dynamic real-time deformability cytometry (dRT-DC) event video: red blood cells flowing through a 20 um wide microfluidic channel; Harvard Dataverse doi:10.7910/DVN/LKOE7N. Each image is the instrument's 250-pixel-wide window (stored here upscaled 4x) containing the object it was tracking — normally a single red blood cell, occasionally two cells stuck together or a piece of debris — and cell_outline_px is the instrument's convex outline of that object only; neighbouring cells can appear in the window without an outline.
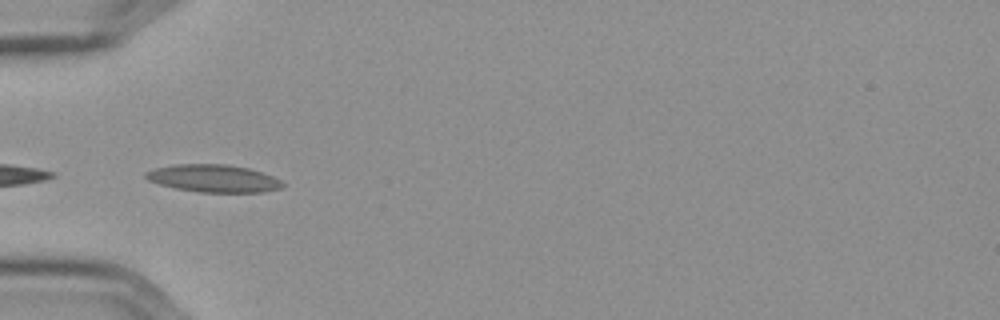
{"species": "Egyptian fruit bat (a non-hibernating species)", "species_latin": "Rousettus aegyptiacus", "temperature_condition": "cold", "stored_images_in_passage": 38, "camera_frame_rate_fps": 3000, "um_per_image_px": 0.085, "frame": {"image": 1, "passage_image": 1, "time_ms": 0.0, "image_size_px": [1000, 320], "cell_outline_px": [[284, 188], [260, 192], [200, 192], [176, 188], [160, 184], [148, 180], [144, 176], [144, 172], [156, 168], [176, 164], [224, 164], [248, 168], [272, 176], [280, 180], [284, 184]], "centroid_in_image_um": [18.15, 15.16], "position_along_channel_um": 66.9, "area_um2": 21.79}}
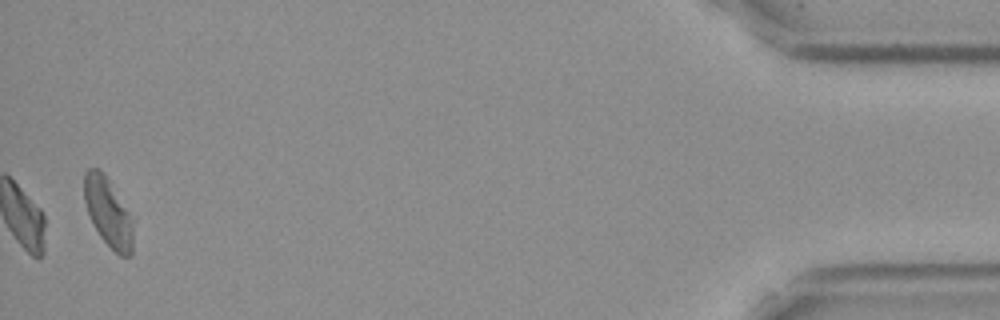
{"frame": {"image": 2, "passage_image": 38, "time_ms": 12.333, "image_size_px": [1000, 320], "cell_outline_px": [[132, 256], [120, 256], [100, 236], [92, 224], [84, 200], [84, 172], [88, 168], [100, 168], [108, 180], [128, 212], [132, 228]], "centroid_in_image_um": [9.15, 18.04], "position_along_channel_um": 426.1, "area_um2": 19.07}}